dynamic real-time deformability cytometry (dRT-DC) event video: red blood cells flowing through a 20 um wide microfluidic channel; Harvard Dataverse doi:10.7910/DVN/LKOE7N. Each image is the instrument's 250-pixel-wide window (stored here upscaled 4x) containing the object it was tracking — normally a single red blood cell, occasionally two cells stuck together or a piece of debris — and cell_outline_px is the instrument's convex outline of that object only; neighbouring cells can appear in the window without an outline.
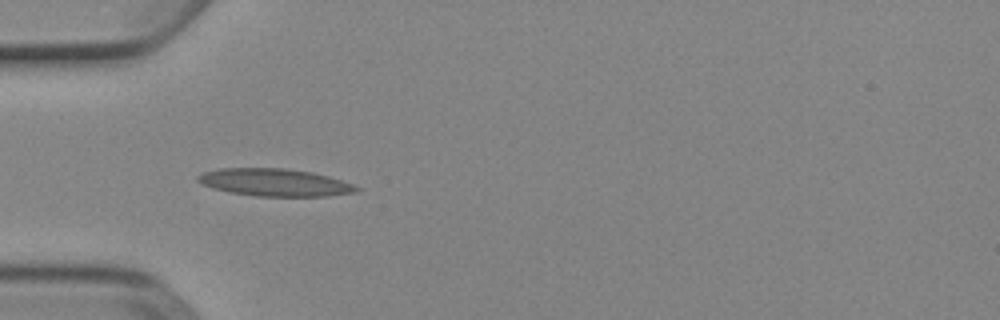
{"species": "Egyptian fruit bat (a non-hibernating species)", "species_latin": "Rousettus aegyptiacus", "temperature_condition": "cold", "stored_images_in_passage": 36, "camera_frame_rate_fps": 3000, "um_per_image_px": 0.085, "animal": {"sex": "female"}, "frame": {"image": 1, "passage_image": 1, "time_ms": 0.0, "image_size_px": [1000, 320], "cell_outline_px": [[360, 188], [356, 192], [328, 196], [256, 196], [228, 192], [212, 188], [196, 180], [196, 176], [204, 172], [220, 168], [284, 168], [312, 172], [328, 176], [352, 184]], "centroid_in_image_um": [23.33, 15.5], "position_along_channel_um": 61.7, "area_um2": 25.32}}
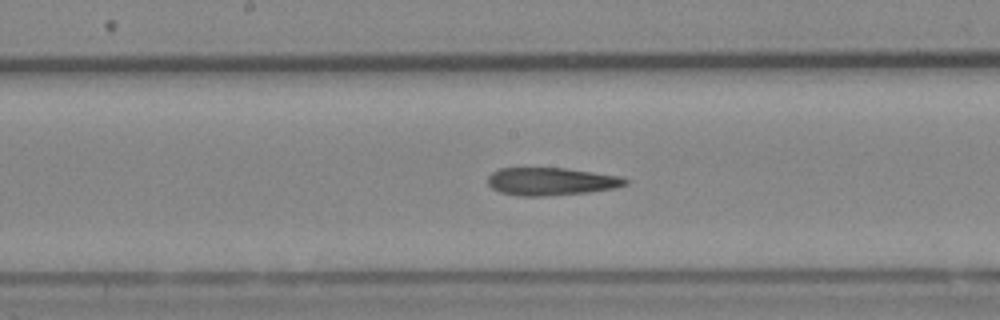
{"frame": {"image": 2, "passage_image": 12, "time_ms": 3.667, "image_size_px": [1000, 320], "cell_outline_px": [[628, 184], [616, 188], [588, 192], [544, 196], [516, 196], [500, 192], [492, 188], [488, 184], [488, 176], [492, 172], [500, 168], [568, 168], [620, 176], [628, 180]], "centroid_in_image_um": [46.85, 15.42], "position_along_channel_um": 201.4, "area_um2": 22.37}}
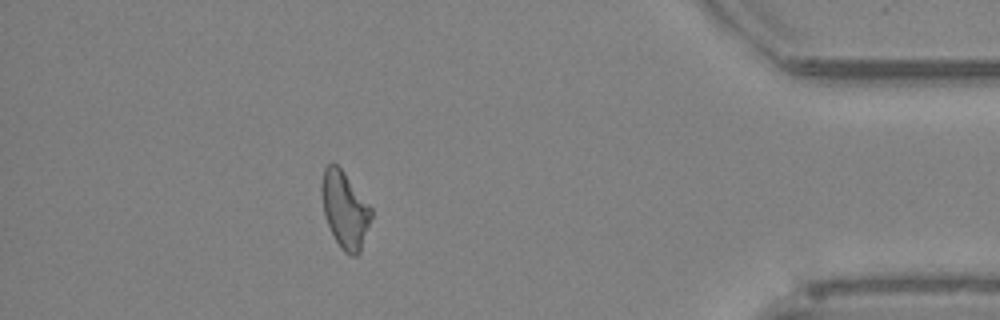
{"frame": {"image": 3, "passage_image": 31, "time_ms": 10.0, "image_size_px": [1000, 320], "cell_outline_px": [[372, 216], [360, 252], [356, 256], [352, 256], [344, 252], [340, 248], [324, 216], [320, 188], [320, 184], [324, 168], [328, 164], [336, 164], [340, 168], [372, 208]], "centroid_in_image_um": [29.29, 17.84], "position_along_channel_um": 405.9, "area_um2": 21.96}, "authors_computed_cell_mechanics": {"area_um2": 22.542, "velocity_mm_per_s": 3.9074, "shape_relaxation_time_tau1_ms": 9.1915, "shape_relaxation_time_tau2_ms": 3.9387, "deformation_change_tau1": 0.2318, "deformation_change_tau2": 0.1616}}